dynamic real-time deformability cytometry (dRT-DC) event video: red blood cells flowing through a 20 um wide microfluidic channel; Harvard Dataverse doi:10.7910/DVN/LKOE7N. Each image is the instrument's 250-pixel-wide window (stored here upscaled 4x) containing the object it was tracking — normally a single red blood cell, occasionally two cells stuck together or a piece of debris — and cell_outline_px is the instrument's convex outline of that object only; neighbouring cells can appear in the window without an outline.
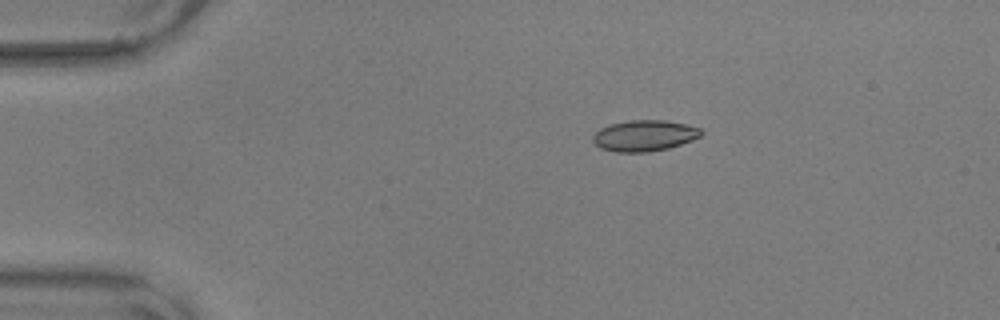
{"species": "common noctule bat (a hibernating species)", "species_latin": "Nyctalus noctula", "temperature_condition": "warm", "stored_images_in_passage": 47, "camera_frame_rate_fps": 3000, "um_per_image_px": 0.085, "animal": {"sex": "male", "body_mass_g": 17.9, "forearm_length_mm": 54.2}, "frame": {"image": 1, "passage_image": 2, "time_ms": 0.333, "image_size_px": [1000, 320], "cell_outline_px": [[704, 132], [700, 136], [692, 140], [668, 148], [648, 152], [616, 152], [600, 148], [592, 140], [592, 136], [600, 128], [608, 124], [628, 120], [664, 120], [688, 124], [700, 128]], "centroid_in_image_um": [54.76, 11.52], "position_along_channel_um": 30.2, "area_um2": 19.71}}
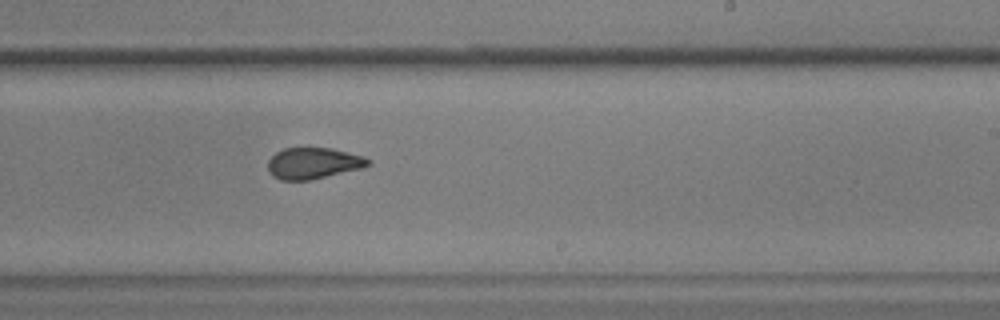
{"frame": {"image": 2, "passage_image": 26, "time_ms": 8.333, "image_size_px": [1000, 320], "cell_outline_px": [[372, 164], [364, 168], [308, 180], [280, 180], [272, 176], [268, 172], [268, 160], [276, 152], [284, 148], [332, 148], [364, 156], [372, 160]], "centroid_in_image_um": [26.66, 13.87], "position_along_channel_um": 262.3, "area_um2": 18.44}}
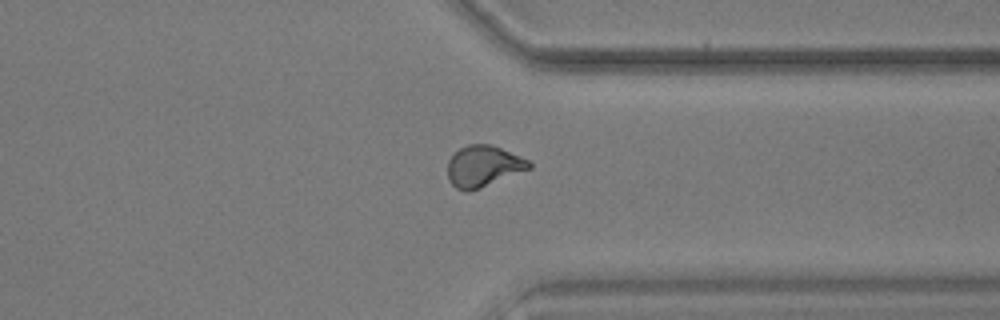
{"frame": {"image": 3, "passage_image": 35, "time_ms": 11.333, "image_size_px": [1000, 320], "cell_outline_px": [[532, 168], [480, 188], [468, 192], [456, 188], [448, 180], [448, 160], [460, 148], [468, 144], [488, 144], [500, 148], [520, 156], [528, 160], [532, 164]], "centroid_in_image_um": [41.08, 14.13], "position_along_channel_um": 370.3, "area_um2": 19.42}, "authors_computed_cell_mechanics": {"area_um2": 19.4208, "velocity_mm_per_s": 3.6172, "shape_relaxation_time_tau1_ms": 4.2247, "shape_relaxation_time_tau2_ms": 1.3526, "deformation_change_tau1": 0.1133, "deformation_change_tau2": 0.0578}}